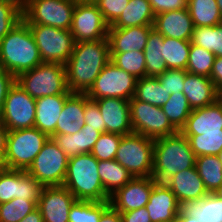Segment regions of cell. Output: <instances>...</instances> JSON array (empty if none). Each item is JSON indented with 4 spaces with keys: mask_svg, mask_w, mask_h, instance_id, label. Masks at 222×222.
Here are the masks:
<instances>
[{
    "mask_svg": "<svg viewBox=\"0 0 222 222\" xmlns=\"http://www.w3.org/2000/svg\"><path fill=\"white\" fill-rule=\"evenodd\" d=\"M108 38L76 42L65 64L67 86L71 93H87L102 69L110 62Z\"/></svg>",
    "mask_w": 222,
    "mask_h": 222,
    "instance_id": "1",
    "label": "cell"
},
{
    "mask_svg": "<svg viewBox=\"0 0 222 222\" xmlns=\"http://www.w3.org/2000/svg\"><path fill=\"white\" fill-rule=\"evenodd\" d=\"M43 63L28 24L22 19L0 40V67L15 78Z\"/></svg>",
    "mask_w": 222,
    "mask_h": 222,
    "instance_id": "2",
    "label": "cell"
},
{
    "mask_svg": "<svg viewBox=\"0 0 222 222\" xmlns=\"http://www.w3.org/2000/svg\"><path fill=\"white\" fill-rule=\"evenodd\" d=\"M196 156L188 139L178 131L154 140L152 177L165 183L174 174L195 167Z\"/></svg>",
    "mask_w": 222,
    "mask_h": 222,
    "instance_id": "3",
    "label": "cell"
},
{
    "mask_svg": "<svg viewBox=\"0 0 222 222\" xmlns=\"http://www.w3.org/2000/svg\"><path fill=\"white\" fill-rule=\"evenodd\" d=\"M77 200L109 201L98 174V160L85 153L69 158L63 185Z\"/></svg>",
    "mask_w": 222,
    "mask_h": 222,
    "instance_id": "4",
    "label": "cell"
},
{
    "mask_svg": "<svg viewBox=\"0 0 222 222\" xmlns=\"http://www.w3.org/2000/svg\"><path fill=\"white\" fill-rule=\"evenodd\" d=\"M16 83L31 97L72 94L67 86L66 67L60 63L43 62L19 74Z\"/></svg>",
    "mask_w": 222,
    "mask_h": 222,
    "instance_id": "5",
    "label": "cell"
},
{
    "mask_svg": "<svg viewBox=\"0 0 222 222\" xmlns=\"http://www.w3.org/2000/svg\"><path fill=\"white\" fill-rule=\"evenodd\" d=\"M49 138L36 127L9 131L5 168L26 171Z\"/></svg>",
    "mask_w": 222,
    "mask_h": 222,
    "instance_id": "6",
    "label": "cell"
},
{
    "mask_svg": "<svg viewBox=\"0 0 222 222\" xmlns=\"http://www.w3.org/2000/svg\"><path fill=\"white\" fill-rule=\"evenodd\" d=\"M154 139L139 133L123 135L115 160L133 177H152Z\"/></svg>",
    "mask_w": 222,
    "mask_h": 222,
    "instance_id": "7",
    "label": "cell"
},
{
    "mask_svg": "<svg viewBox=\"0 0 222 222\" xmlns=\"http://www.w3.org/2000/svg\"><path fill=\"white\" fill-rule=\"evenodd\" d=\"M28 26L42 61L65 65L76 43L71 31L41 24H28Z\"/></svg>",
    "mask_w": 222,
    "mask_h": 222,
    "instance_id": "8",
    "label": "cell"
},
{
    "mask_svg": "<svg viewBox=\"0 0 222 222\" xmlns=\"http://www.w3.org/2000/svg\"><path fill=\"white\" fill-rule=\"evenodd\" d=\"M69 158L50 137L26 172L43 187L62 186Z\"/></svg>",
    "mask_w": 222,
    "mask_h": 222,
    "instance_id": "9",
    "label": "cell"
},
{
    "mask_svg": "<svg viewBox=\"0 0 222 222\" xmlns=\"http://www.w3.org/2000/svg\"><path fill=\"white\" fill-rule=\"evenodd\" d=\"M129 106L130 122L134 133L155 140L178 132L161 107L139 101L134 97L129 100Z\"/></svg>",
    "mask_w": 222,
    "mask_h": 222,
    "instance_id": "10",
    "label": "cell"
},
{
    "mask_svg": "<svg viewBox=\"0 0 222 222\" xmlns=\"http://www.w3.org/2000/svg\"><path fill=\"white\" fill-rule=\"evenodd\" d=\"M75 5L74 0H28L22 19L27 24L70 30Z\"/></svg>",
    "mask_w": 222,
    "mask_h": 222,
    "instance_id": "11",
    "label": "cell"
},
{
    "mask_svg": "<svg viewBox=\"0 0 222 222\" xmlns=\"http://www.w3.org/2000/svg\"><path fill=\"white\" fill-rule=\"evenodd\" d=\"M136 82L137 78L110 61L86 94L93 101L105 97L130 100L134 96Z\"/></svg>",
    "mask_w": 222,
    "mask_h": 222,
    "instance_id": "12",
    "label": "cell"
},
{
    "mask_svg": "<svg viewBox=\"0 0 222 222\" xmlns=\"http://www.w3.org/2000/svg\"><path fill=\"white\" fill-rule=\"evenodd\" d=\"M0 114L1 123L9 131L34 127L36 99L28 95L15 81L7 93Z\"/></svg>",
    "mask_w": 222,
    "mask_h": 222,
    "instance_id": "13",
    "label": "cell"
},
{
    "mask_svg": "<svg viewBox=\"0 0 222 222\" xmlns=\"http://www.w3.org/2000/svg\"><path fill=\"white\" fill-rule=\"evenodd\" d=\"M109 25L95 3L76 2L70 31L75 42L108 38Z\"/></svg>",
    "mask_w": 222,
    "mask_h": 222,
    "instance_id": "14",
    "label": "cell"
},
{
    "mask_svg": "<svg viewBox=\"0 0 222 222\" xmlns=\"http://www.w3.org/2000/svg\"><path fill=\"white\" fill-rule=\"evenodd\" d=\"M43 186L25 170L4 168L0 172V204L15 198L38 204Z\"/></svg>",
    "mask_w": 222,
    "mask_h": 222,
    "instance_id": "15",
    "label": "cell"
},
{
    "mask_svg": "<svg viewBox=\"0 0 222 222\" xmlns=\"http://www.w3.org/2000/svg\"><path fill=\"white\" fill-rule=\"evenodd\" d=\"M156 182L153 177H133L124 187L110 195V205L119 212L143 208Z\"/></svg>",
    "mask_w": 222,
    "mask_h": 222,
    "instance_id": "16",
    "label": "cell"
},
{
    "mask_svg": "<svg viewBox=\"0 0 222 222\" xmlns=\"http://www.w3.org/2000/svg\"><path fill=\"white\" fill-rule=\"evenodd\" d=\"M76 201L64 186L43 187L37 208L43 222H69V212Z\"/></svg>",
    "mask_w": 222,
    "mask_h": 222,
    "instance_id": "17",
    "label": "cell"
},
{
    "mask_svg": "<svg viewBox=\"0 0 222 222\" xmlns=\"http://www.w3.org/2000/svg\"><path fill=\"white\" fill-rule=\"evenodd\" d=\"M104 119L106 132L119 135L133 133L130 122L129 100L105 97L94 100Z\"/></svg>",
    "mask_w": 222,
    "mask_h": 222,
    "instance_id": "18",
    "label": "cell"
},
{
    "mask_svg": "<svg viewBox=\"0 0 222 222\" xmlns=\"http://www.w3.org/2000/svg\"><path fill=\"white\" fill-rule=\"evenodd\" d=\"M165 184L182 207L190 201L201 200L209 194L196 166L174 174Z\"/></svg>",
    "mask_w": 222,
    "mask_h": 222,
    "instance_id": "19",
    "label": "cell"
},
{
    "mask_svg": "<svg viewBox=\"0 0 222 222\" xmlns=\"http://www.w3.org/2000/svg\"><path fill=\"white\" fill-rule=\"evenodd\" d=\"M180 132L183 135L222 132V98L211 105L193 109Z\"/></svg>",
    "mask_w": 222,
    "mask_h": 222,
    "instance_id": "20",
    "label": "cell"
},
{
    "mask_svg": "<svg viewBox=\"0 0 222 222\" xmlns=\"http://www.w3.org/2000/svg\"><path fill=\"white\" fill-rule=\"evenodd\" d=\"M153 28L163 37L191 41L194 25L187 8L155 15Z\"/></svg>",
    "mask_w": 222,
    "mask_h": 222,
    "instance_id": "21",
    "label": "cell"
},
{
    "mask_svg": "<svg viewBox=\"0 0 222 222\" xmlns=\"http://www.w3.org/2000/svg\"><path fill=\"white\" fill-rule=\"evenodd\" d=\"M145 208L151 222H165L175 220L182 206L165 183L156 182Z\"/></svg>",
    "mask_w": 222,
    "mask_h": 222,
    "instance_id": "22",
    "label": "cell"
},
{
    "mask_svg": "<svg viewBox=\"0 0 222 222\" xmlns=\"http://www.w3.org/2000/svg\"><path fill=\"white\" fill-rule=\"evenodd\" d=\"M183 94L192 110L211 105L221 98L210 77L188 72L185 74Z\"/></svg>",
    "mask_w": 222,
    "mask_h": 222,
    "instance_id": "23",
    "label": "cell"
},
{
    "mask_svg": "<svg viewBox=\"0 0 222 222\" xmlns=\"http://www.w3.org/2000/svg\"><path fill=\"white\" fill-rule=\"evenodd\" d=\"M153 26H134L127 28H109L108 40L110 53L144 51L148 35Z\"/></svg>",
    "mask_w": 222,
    "mask_h": 222,
    "instance_id": "24",
    "label": "cell"
},
{
    "mask_svg": "<svg viewBox=\"0 0 222 222\" xmlns=\"http://www.w3.org/2000/svg\"><path fill=\"white\" fill-rule=\"evenodd\" d=\"M71 94L45 96L36 99L35 125L37 129L52 137L56 134V123L60 117L65 100Z\"/></svg>",
    "mask_w": 222,
    "mask_h": 222,
    "instance_id": "25",
    "label": "cell"
},
{
    "mask_svg": "<svg viewBox=\"0 0 222 222\" xmlns=\"http://www.w3.org/2000/svg\"><path fill=\"white\" fill-rule=\"evenodd\" d=\"M85 93H72L64 103L56 123V134H75L85 125Z\"/></svg>",
    "mask_w": 222,
    "mask_h": 222,
    "instance_id": "26",
    "label": "cell"
},
{
    "mask_svg": "<svg viewBox=\"0 0 222 222\" xmlns=\"http://www.w3.org/2000/svg\"><path fill=\"white\" fill-rule=\"evenodd\" d=\"M102 133L90 127H82L75 134H54L51 138L68 158L91 153L94 144Z\"/></svg>",
    "mask_w": 222,
    "mask_h": 222,
    "instance_id": "27",
    "label": "cell"
},
{
    "mask_svg": "<svg viewBox=\"0 0 222 222\" xmlns=\"http://www.w3.org/2000/svg\"><path fill=\"white\" fill-rule=\"evenodd\" d=\"M155 14L148 0H129L120 17L109 28L153 26Z\"/></svg>",
    "mask_w": 222,
    "mask_h": 222,
    "instance_id": "28",
    "label": "cell"
},
{
    "mask_svg": "<svg viewBox=\"0 0 222 222\" xmlns=\"http://www.w3.org/2000/svg\"><path fill=\"white\" fill-rule=\"evenodd\" d=\"M182 208L199 222H222V197L215 193L190 201Z\"/></svg>",
    "mask_w": 222,
    "mask_h": 222,
    "instance_id": "29",
    "label": "cell"
},
{
    "mask_svg": "<svg viewBox=\"0 0 222 222\" xmlns=\"http://www.w3.org/2000/svg\"><path fill=\"white\" fill-rule=\"evenodd\" d=\"M98 174L105 192L110 196L117 189L124 187L132 178V174L114 160L98 161Z\"/></svg>",
    "mask_w": 222,
    "mask_h": 222,
    "instance_id": "30",
    "label": "cell"
},
{
    "mask_svg": "<svg viewBox=\"0 0 222 222\" xmlns=\"http://www.w3.org/2000/svg\"><path fill=\"white\" fill-rule=\"evenodd\" d=\"M163 43L164 37L153 28L148 35L143 51L146 61V76L157 77L167 70L166 62L162 55Z\"/></svg>",
    "mask_w": 222,
    "mask_h": 222,
    "instance_id": "31",
    "label": "cell"
},
{
    "mask_svg": "<svg viewBox=\"0 0 222 222\" xmlns=\"http://www.w3.org/2000/svg\"><path fill=\"white\" fill-rule=\"evenodd\" d=\"M133 97L139 101L162 107L167 103L170 94L167 93L165 87L161 86L157 77L145 76L137 79Z\"/></svg>",
    "mask_w": 222,
    "mask_h": 222,
    "instance_id": "32",
    "label": "cell"
},
{
    "mask_svg": "<svg viewBox=\"0 0 222 222\" xmlns=\"http://www.w3.org/2000/svg\"><path fill=\"white\" fill-rule=\"evenodd\" d=\"M187 9L194 27L219 25L221 13L216 0H188Z\"/></svg>",
    "mask_w": 222,
    "mask_h": 222,
    "instance_id": "33",
    "label": "cell"
},
{
    "mask_svg": "<svg viewBox=\"0 0 222 222\" xmlns=\"http://www.w3.org/2000/svg\"><path fill=\"white\" fill-rule=\"evenodd\" d=\"M195 166L208 193H215L222 183V164L218 155L197 156Z\"/></svg>",
    "mask_w": 222,
    "mask_h": 222,
    "instance_id": "34",
    "label": "cell"
},
{
    "mask_svg": "<svg viewBox=\"0 0 222 222\" xmlns=\"http://www.w3.org/2000/svg\"><path fill=\"white\" fill-rule=\"evenodd\" d=\"M191 41L164 37L162 55L167 69L186 70Z\"/></svg>",
    "mask_w": 222,
    "mask_h": 222,
    "instance_id": "35",
    "label": "cell"
},
{
    "mask_svg": "<svg viewBox=\"0 0 222 222\" xmlns=\"http://www.w3.org/2000/svg\"><path fill=\"white\" fill-rule=\"evenodd\" d=\"M161 109L164 111L171 125L180 131L186 124L192 108L183 93H172L167 103Z\"/></svg>",
    "mask_w": 222,
    "mask_h": 222,
    "instance_id": "36",
    "label": "cell"
},
{
    "mask_svg": "<svg viewBox=\"0 0 222 222\" xmlns=\"http://www.w3.org/2000/svg\"><path fill=\"white\" fill-rule=\"evenodd\" d=\"M191 43L211 51L216 57H222V27H194Z\"/></svg>",
    "mask_w": 222,
    "mask_h": 222,
    "instance_id": "37",
    "label": "cell"
},
{
    "mask_svg": "<svg viewBox=\"0 0 222 222\" xmlns=\"http://www.w3.org/2000/svg\"><path fill=\"white\" fill-rule=\"evenodd\" d=\"M111 62L117 67L140 79L146 76V61L143 51L110 53Z\"/></svg>",
    "mask_w": 222,
    "mask_h": 222,
    "instance_id": "38",
    "label": "cell"
},
{
    "mask_svg": "<svg viewBox=\"0 0 222 222\" xmlns=\"http://www.w3.org/2000/svg\"><path fill=\"white\" fill-rule=\"evenodd\" d=\"M110 205L109 201L77 200L70 209L69 222H99L102 212Z\"/></svg>",
    "mask_w": 222,
    "mask_h": 222,
    "instance_id": "39",
    "label": "cell"
},
{
    "mask_svg": "<svg viewBox=\"0 0 222 222\" xmlns=\"http://www.w3.org/2000/svg\"><path fill=\"white\" fill-rule=\"evenodd\" d=\"M195 156L219 155L222 152V132L204 133L202 135H184Z\"/></svg>",
    "mask_w": 222,
    "mask_h": 222,
    "instance_id": "40",
    "label": "cell"
},
{
    "mask_svg": "<svg viewBox=\"0 0 222 222\" xmlns=\"http://www.w3.org/2000/svg\"><path fill=\"white\" fill-rule=\"evenodd\" d=\"M215 58L211 51L191 43L186 71L210 77Z\"/></svg>",
    "mask_w": 222,
    "mask_h": 222,
    "instance_id": "41",
    "label": "cell"
},
{
    "mask_svg": "<svg viewBox=\"0 0 222 222\" xmlns=\"http://www.w3.org/2000/svg\"><path fill=\"white\" fill-rule=\"evenodd\" d=\"M35 209H37L36 202L15 198L7 203L0 204V222H20Z\"/></svg>",
    "mask_w": 222,
    "mask_h": 222,
    "instance_id": "42",
    "label": "cell"
},
{
    "mask_svg": "<svg viewBox=\"0 0 222 222\" xmlns=\"http://www.w3.org/2000/svg\"><path fill=\"white\" fill-rule=\"evenodd\" d=\"M122 135L115 133H102L94 144L91 154L98 161L114 160Z\"/></svg>",
    "mask_w": 222,
    "mask_h": 222,
    "instance_id": "43",
    "label": "cell"
},
{
    "mask_svg": "<svg viewBox=\"0 0 222 222\" xmlns=\"http://www.w3.org/2000/svg\"><path fill=\"white\" fill-rule=\"evenodd\" d=\"M21 20L22 12L13 5L0 0V40L3 39Z\"/></svg>",
    "mask_w": 222,
    "mask_h": 222,
    "instance_id": "44",
    "label": "cell"
},
{
    "mask_svg": "<svg viewBox=\"0 0 222 222\" xmlns=\"http://www.w3.org/2000/svg\"><path fill=\"white\" fill-rule=\"evenodd\" d=\"M186 73L187 71L182 69H167L163 74L158 75L157 78L168 94L183 93Z\"/></svg>",
    "mask_w": 222,
    "mask_h": 222,
    "instance_id": "45",
    "label": "cell"
},
{
    "mask_svg": "<svg viewBox=\"0 0 222 222\" xmlns=\"http://www.w3.org/2000/svg\"><path fill=\"white\" fill-rule=\"evenodd\" d=\"M129 0H98L95 4L105 22L111 26L122 14Z\"/></svg>",
    "mask_w": 222,
    "mask_h": 222,
    "instance_id": "46",
    "label": "cell"
},
{
    "mask_svg": "<svg viewBox=\"0 0 222 222\" xmlns=\"http://www.w3.org/2000/svg\"><path fill=\"white\" fill-rule=\"evenodd\" d=\"M85 125L83 127H90L101 133H106L104 119L100 113L97 103L90 100L85 93Z\"/></svg>",
    "mask_w": 222,
    "mask_h": 222,
    "instance_id": "47",
    "label": "cell"
},
{
    "mask_svg": "<svg viewBox=\"0 0 222 222\" xmlns=\"http://www.w3.org/2000/svg\"><path fill=\"white\" fill-rule=\"evenodd\" d=\"M155 15L187 8L188 0H148Z\"/></svg>",
    "mask_w": 222,
    "mask_h": 222,
    "instance_id": "48",
    "label": "cell"
},
{
    "mask_svg": "<svg viewBox=\"0 0 222 222\" xmlns=\"http://www.w3.org/2000/svg\"><path fill=\"white\" fill-rule=\"evenodd\" d=\"M15 77L0 67V113L10 87L14 84Z\"/></svg>",
    "mask_w": 222,
    "mask_h": 222,
    "instance_id": "49",
    "label": "cell"
},
{
    "mask_svg": "<svg viewBox=\"0 0 222 222\" xmlns=\"http://www.w3.org/2000/svg\"><path fill=\"white\" fill-rule=\"evenodd\" d=\"M120 214L122 222H151L148 211L145 207L128 212H120Z\"/></svg>",
    "mask_w": 222,
    "mask_h": 222,
    "instance_id": "50",
    "label": "cell"
},
{
    "mask_svg": "<svg viewBox=\"0 0 222 222\" xmlns=\"http://www.w3.org/2000/svg\"><path fill=\"white\" fill-rule=\"evenodd\" d=\"M217 91L222 95V57H216L210 74Z\"/></svg>",
    "mask_w": 222,
    "mask_h": 222,
    "instance_id": "51",
    "label": "cell"
},
{
    "mask_svg": "<svg viewBox=\"0 0 222 222\" xmlns=\"http://www.w3.org/2000/svg\"><path fill=\"white\" fill-rule=\"evenodd\" d=\"M99 222H122L121 214L118 210L109 205L101 215Z\"/></svg>",
    "mask_w": 222,
    "mask_h": 222,
    "instance_id": "52",
    "label": "cell"
},
{
    "mask_svg": "<svg viewBox=\"0 0 222 222\" xmlns=\"http://www.w3.org/2000/svg\"><path fill=\"white\" fill-rule=\"evenodd\" d=\"M9 130L3 125H0V156L4 158L7 149V139Z\"/></svg>",
    "mask_w": 222,
    "mask_h": 222,
    "instance_id": "53",
    "label": "cell"
},
{
    "mask_svg": "<svg viewBox=\"0 0 222 222\" xmlns=\"http://www.w3.org/2000/svg\"><path fill=\"white\" fill-rule=\"evenodd\" d=\"M20 222H43L41 211L38 208L35 209L20 220Z\"/></svg>",
    "mask_w": 222,
    "mask_h": 222,
    "instance_id": "54",
    "label": "cell"
},
{
    "mask_svg": "<svg viewBox=\"0 0 222 222\" xmlns=\"http://www.w3.org/2000/svg\"><path fill=\"white\" fill-rule=\"evenodd\" d=\"M175 222H199L193 216L189 215L183 208L175 218Z\"/></svg>",
    "mask_w": 222,
    "mask_h": 222,
    "instance_id": "55",
    "label": "cell"
},
{
    "mask_svg": "<svg viewBox=\"0 0 222 222\" xmlns=\"http://www.w3.org/2000/svg\"><path fill=\"white\" fill-rule=\"evenodd\" d=\"M3 1L13 5L22 13L25 11L28 4V0H3Z\"/></svg>",
    "mask_w": 222,
    "mask_h": 222,
    "instance_id": "56",
    "label": "cell"
},
{
    "mask_svg": "<svg viewBox=\"0 0 222 222\" xmlns=\"http://www.w3.org/2000/svg\"><path fill=\"white\" fill-rule=\"evenodd\" d=\"M215 194L218 195L219 197H222V183L219 186V188L216 190Z\"/></svg>",
    "mask_w": 222,
    "mask_h": 222,
    "instance_id": "57",
    "label": "cell"
},
{
    "mask_svg": "<svg viewBox=\"0 0 222 222\" xmlns=\"http://www.w3.org/2000/svg\"><path fill=\"white\" fill-rule=\"evenodd\" d=\"M75 2L96 3L98 0H74Z\"/></svg>",
    "mask_w": 222,
    "mask_h": 222,
    "instance_id": "58",
    "label": "cell"
},
{
    "mask_svg": "<svg viewBox=\"0 0 222 222\" xmlns=\"http://www.w3.org/2000/svg\"><path fill=\"white\" fill-rule=\"evenodd\" d=\"M5 168L3 158L0 156V172Z\"/></svg>",
    "mask_w": 222,
    "mask_h": 222,
    "instance_id": "59",
    "label": "cell"
},
{
    "mask_svg": "<svg viewBox=\"0 0 222 222\" xmlns=\"http://www.w3.org/2000/svg\"><path fill=\"white\" fill-rule=\"evenodd\" d=\"M220 13L222 14V0H216Z\"/></svg>",
    "mask_w": 222,
    "mask_h": 222,
    "instance_id": "60",
    "label": "cell"
},
{
    "mask_svg": "<svg viewBox=\"0 0 222 222\" xmlns=\"http://www.w3.org/2000/svg\"><path fill=\"white\" fill-rule=\"evenodd\" d=\"M220 163L222 164V152L218 155Z\"/></svg>",
    "mask_w": 222,
    "mask_h": 222,
    "instance_id": "61",
    "label": "cell"
},
{
    "mask_svg": "<svg viewBox=\"0 0 222 222\" xmlns=\"http://www.w3.org/2000/svg\"><path fill=\"white\" fill-rule=\"evenodd\" d=\"M219 25L222 27V14H221V17H220Z\"/></svg>",
    "mask_w": 222,
    "mask_h": 222,
    "instance_id": "62",
    "label": "cell"
}]
</instances>
